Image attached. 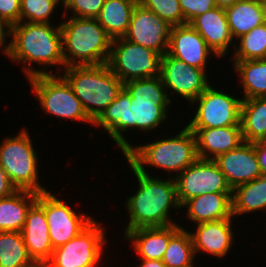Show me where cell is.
Here are the masks:
<instances>
[{
	"label": "cell",
	"instance_id": "f35d334b",
	"mask_svg": "<svg viewBox=\"0 0 266 267\" xmlns=\"http://www.w3.org/2000/svg\"><path fill=\"white\" fill-rule=\"evenodd\" d=\"M7 38H10L8 39L9 43ZM11 38H12V25L8 21L0 17V51H3L2 54L7 57L11 49Z\"/></svg>",
	"mask_w": 266,
	"mask_h": 267
},
{
	"label": "cell",
	"instance_id": "e575fe53",
	"mask_svg": "<svg viewBox=\"0 0 266 267\" xmlns=\"http://www.w3.org/2000/svg\"><path fill=\"white\" fill-rule=\"evenodd\" d=\"M145 8L156 13L171 26L185 25L179 0H138Z\"/></svg>",
	"mask_w": 266,
	"mask_h": 267
},
{
	"label": "cell",
	"instance_id": "5bb4252c",
	"mask_svg": "<svg viewBox=\"0 0 266 267\" xmlns=\"http://www.w3.org/2000/svg\"><path fill=\"white\" fill-rule=\"evenodd\" d=\"M177 199L182 206L187 200L207 193H232L225 175L214 160L198 158L174 177Z\"/></svg>",
	"mask_w": 266,
	"mask_h": 267
},
{
	"label": "cell",
	"instance_id": "3957f363",
	"mask_svg": "<svg viewBox=\"0 0 266 267\" xmlns=\"http://www.w3.org/2000/svg\"><path fill=\"white\" fill-rule=\"evenodd\" d=\"M124 156L143 174H149V168L155 167L156 170L163 169L168 177H175L198 159L196 138L194 133L184 126L177 135H164V138L162 136L156 141L137 146L135 144ZM147 166L148 169L145 168ZM172 172L176 175H172Z\"/></svg>",
	"mask_w": 266,
	"mask_h": 267
},
{
	"label": "cell",
	"instance_id": "ac0fdd59",
	"mask_svg": "<svg viewBox=\"0 0 266 267\" xmlns=\"http://www.w3.org/2000/svg\"><path fill=\"white\" fill-rule=\"evenodd\" d=\"M233 221V218L209 221L196 224L193 231L190 229L195 255L205 252L212 257L224 259L237 236L233 232Z\"/></svg>",
	"mask_w": 266,
	"mask_h": 267
},
{
	"label": "cell",
	"instance_id": "603a6c76",
	"mask_svg": "<svg viewBox=\"0 0 266 267\" xmlns=\"http://www.w3.org/2000/svg\"><path fill=\"white\" fill-rule=\"evenodd\" d=\"M180 224L163 227H143L128 231L123 238L130 241L139 259L162 260L170 237Z\"/></svg>",
	"mask_w": 266,
	"mask_h": 267
},
{
	"label": "cell",
	"instance_id": "7c38bea8",
	"mask_svg": "<svg viewBox=\"0 0 266 267\" xmlns=\"http://www.w3.org/2000/svg\"><path fill=\"white\" fill-rule=\"evenodd\" d=\"M52 190L38 194L37 203L44 209L53 249L66 244L77 236L94 217L85 212H76L64 199H59Z\"/></svg>",
	"mask_w": 266,
	"mask_h": 267
},
{
	"label": "cell",
	"instance_id": "b9f144b4",
	"mask_svg": "<svg viewBox=\"0 0 266 267\" xmlns=\"http://www.w3.org/2000/svg\"><path fill=\"white\" fill-rule=\"evenodd\" d=\"M138 267H167L162 260L139 259Z\"/></svg>",
	"mask_w": 266,
	"mask_h": 267
},
{
	"label": "cell",
	"instance_id": "83f0119b",
	"mask_svg": "<svg viewBox=\"0 0 266 267\" xmlns=\"http://www.w3.org/2000/svg\"><path fill=\"white\" fill-rule=\"evenodd\" d=\"M260 210V211H259ZM266 212V175L241 184L232 190V215L234 219L243 214Z\"/></svg>",
	"mask_w": 266,
	"mask_h": 267
},
{
	"label": "cell",
	"instance_id": "8d00e7d4",
	"mask_svg": "<svg viewBox=\"0 0 266 267\" xmlns=\"http://www.w3.org/2000/svg\"><path fill=\"white\" fill-rule=\"evenodd\" d=\"M179 3L186 24L216 7L214 0H179Z\"/></svg>",
	"mask_w": 266,
	"mask_h": 267
},
{
	"label": "cell",
	"instance_id": "ffe728a7",
	"mask_svg": "<svg viewBox=\"0 0 266 267\" xmlns=\"http://www.w3.org/2000/svg\"><path fill=\"white\" fill-rule=\"evenodd\" d=\"M189 24L202 36L219 59L229 55L231 48L234 49L236 42L231 35L224 8L216 6L198 15Z\"/></svg>",
	"mask_w": 266,
	"mask_h": 267
},
{
	"label": "cell",
	"instance_id": "d590c367",
	"mask_svg": "<svg viewBox=\"0 0 266 267\" xmlns=\"http://www.w3.org/2000/svg\"><path fill=\"white\" fill-rule=\"evenodd\" d=\"M62 2L64 12L61 15L77 18H97L105 0H62ZM67 12H70L71 15H68Z\"/></svg>",
	"mask_w": 266,
	"mask_h": 267
},
{
	"label": "cell",
	"instance_id": "e0dca14e",
	"mask_svg": "<svg viewBox=\"0 0 266 267\" xmlns=\"http://www.w3.org/2000/svg\"><path fill=\"white\" fill-rule=\"evenodd\" d=\"M167 53L205 71L210 57L219 58L190 24L172 26Z\"/></svg>",
	"mask_w": 266,
	"mask_h": 267
},
{
	"label": "cell",
	"instance_id": "8992f818",
	"mask_svg": "<svg viewBox=\"0 0 266 267\" xmlns=\"http://www.w3.org/2000/svg\"><path fill=\"white\" fill-rule=\"evenodd\" d=\"M124 88L131 95L130 130L147 135L166 124L173 102L160 76L130 80L124 83Z\"/></svg>",
	"mask_w": 266,
	"mask_h": 267
},
{
	"label": "cell",
	"instance_id": "5b68a950",
	"mask_svg": "<svg viewBox=\"0 0 266 267\" xmlns=\"http://www.w3.org/2000/svg\"><path fill=\"white\" fill-rule=\"evenodd\" d=\"M62 70L60 75L70 85L92 121L116 99L124 87V83L110 70L107 63L69 66Z\"/></svg>",
	"mask_w": 266,
	"mask_h": 267
},
{
	"label": "cell",
	"instance_id": "d6a6232c",
	"mask_svg": "<svg viewBox=\"0 0 266 267\" xmlns=\"http://www.w3.org/2000/svg\"><path fill=\"white\" fill-rule=\"evenodd\" d=\"M233 61L266 59V21L236 40ZM239 42V43H238Z\"/></svg>",
	"mask_w": 266,
	"mask_h": 267
},
{
	"label": "cell",
	"instance_id": "4fadbf2b",
	"mask_svg": "<svg viewBox=\"0 0 266 267\" xmlns=\"http://www.w3.org/2000/svg\"><path fill=\"white\" fill-rule=\"evenodd\" d=\"M206 72L204 69L188 65L168 53L161 56L160 77L171 102L170 96L176 94L191 104L211 85L210 74L208 75Z\"/></svg>",
	"mask_w": 266,
	"mask_h": 267
},
{
	"label": "cell",
	"instance_id": "60d3db41",
	"mask_svg": "<svg viewBox=\"0 0 266 267\" xmlns=\"http://www.w3.org/2000/svg\"><path fill=\"white\" fill-rule=\"evenodd\" d=\"M255 149L261 172L266 175V140L255 142Z\"/></svg>",
	"mask_w": 266,
	"mask_h": 267
},
{
	"label": "cell",
	"instance_id": "cb8c5ba5",
	"mask_svg": "<svg viewBox=\"0 0 266 267\" xmlns=\"http://www.w3.org/2000/svg\"><path fill=\"white\" fill-rule=\"evenodd\" d=\"M186 208V209H183ZM181 209L193 224L234 218L232 215V193H207L187 200Z\"/></svg>",
	"mask_w": 266,
	"mask_h": 267
},
{
	"label": "cell",
	"instance_id": "52a82bcc",
	"mask_svg": "<svg viewBox=\"0 0 266 267\" xmlns=\"http://www.w3.org/2000/svg\"><path fill=\"white\" fill-rule=\"evenodd\" d=\"M16 135L5 137L0 144V165L17 190L35 193L47 191L39 179L37 157L30 132L21 128ZM45 187V188H44Z\"/></svg>",
	"mask_w": 266,
	"mask_h": 267
},
{
	"label": "cell",
	"instance_id": "ba28073f",
	"mask_svg": "<svg viewBox=\"0 0 266 267\" xmlns=\"http://www.w3.org/2000/svg\"><path fill=\"white\" fill-rule=\"evenodd\" d=\"M56 73L58 74L37 75L27 79L40 108L44 113L59 119L93 125L70 85L59 72Z\"/></svg>",
	"mask_w": 266,
	"mask_h": 267
},
{
	"label": "cell",
	"instance_id": "8fae6325",
	"mask_svg": "<svg viewBox=\"0 0 266 267\" xmlns=\"http://www.w3.org/2000/svg\"><path fill=\"white\" fill-rule=\"evenodd\" d=\"M209 86L192 103L196 106L193 119L186 126L188 128H219L241 126L242 98L231 95L217 86Z\"/></svg>",
	"mask_w": 266,
	"mask_h": 267
},
{
	"label": "cell",
	"instance_id": "2e32d148",
	"mask_svg": "<svg viewBox=\"0 0 266 267\" xmlns=\"http://www.w3.org/2000/svg\"><path fill=\"white\" fill-rule=\"evenodd\" d=\"M214 161L225 175L232 190L263 175L256 154L255 142H243L236 149L219 155Z\"/></svg>",
	"mask_w": 266,
	"mask_h": 267
},
{
	"label": "cell",
	"instance_id": "9c48e42d",
	"mask_svg": "<svg viewBox=\"0 0 266 267\" xmlns=\"http://www.w3.org/2000/svg\"><path fill=\"white\" fill-rule=\"evenodd\" d=\"M105 232L104 225H100L94 218L77 236L55 248L44 266L101 267L100 260H103L104 250L108 245Z\"/></svg>",
	"mask_w": 266,
	"mask_h": 267
},
{
	"label": "cell",
	"instance_id": "836d02e7",
	"mask_svg": "<svg viewBox=\"0 0 266 267\" xmlns=\"http://www.w3.org/2000/svg\"><path fill=\"white\" fill-rule=\"evenodd\" d=\"M61 5L62 0H21L20 22L52 23L55 9Z\"/></svg>",
	"mask_w": 266,
	"mask_h": 267
},
{
	"label": "cell",
	"instance_id": "f546056e",
	"mask_svg": "<svg viewBox=\"0 0 266 267\" xmlns=\"http://www.w3.org/2000/svg\"><path fill=\"white\" fill-rule=\"evenodd\" d=\"M233 62V70L240 80L242 99L266 97V59Z\"/></svg>",
	"mask_w": 266,
	"mask_h": 267
},
{
	"label": "cell",
	"instance_id": "4dcf8cb0",
	"mask_svg": "<svg viewBox=\"0 0 266 267\" xmlns=\"http://www.w3.org/2000/svg\"><path fill=\"white\" fill-rule=\"evenodd\" d=\"M21 232H0V267H36Z\"/></svg>",
	"mask_w": 266,
	"mask_h": 267
},
{
	"label": "cell",
	"instance_id": "6da1fadb",
	"mask_svg": "<svg viewBox=\"0 0 266 267\" xmlns=\"http://www.w3.org/2000/svg\"><path fill=\"white\" fill-rule=\"evenodd\" d=\"M8 59H11L14 64L25 65L21 69L26 79L37 75L56 74L53 73L54 70L51 67L64 69L60 23L55 25L19 22L12 25L11 49ZM33 64L35 66L38 64L39 69L32 67Z\"/></svg>",
	"mask_w": 266,
	"mask_h": 267
},
{
	"label": "cell",
	"instance_id": "7402d4cb",
	"mask_svg": "<svg viewBox=\"0 0 266 267\" xmlns=\"http://www.w3.org/2000/svg\"><path fill=\"white\" fill-rule=\"evenodd\" d=\"M195 135L198 158L214 160L242 144L241 126L189 128Z\"/></svg>",
	"mask_w": 266,
	"mask_h": 267
},
{
	"label": "cell",
	"instance_id": "484cf974",
	"mask_svg": "<svg viewBox=\"0 0 266 267\" xmlns=\"http://www.w3.org/2000/svg\"><path fill=\"white\" fill-rule=\"evenodd\" d=\"M38 193L18 190L11 196L0 198V232H21L30 207Z\"/></svg>",
	"mask_w": 266,
	"mask_h": 267
},
{
	"label": "cell",
	"instance_id": "4316f807",
	"mask_svg": "<svg viewBox=\"0 0 266 267\" xmlns=\"http://www.w3.org/2000/svg\"><path fill=\"white\" fill-rule=\"evenodd\" d=\"M138 0H105L96 18L108 36L114 40L126 35Z\"/></svg>",
	"mask_w": 266,
	"mask_h": 267
},
{
	"label": "cell",
	"instance_id": "ee69618b",
	"mask_svg": "<svg viewBox=\"0 0 266 267\" xmlns=\"http://www.w3.org/2000/svg\"><path fill=\"white\" fill-rule=\"evenodd\" d=\"M261 4L265 7L266 9V0H260Z\"/></svg>",
	"mask_w": 266,
	"mask_h": 267
},
{
	"label": "cell",
	"instance_id": "1f68e13d",
	"mask_svg": "<svg viewBox=\"0 0 266 267\" xmlns=\"http://www.w3.org/2000/svg\"><path fill=\"white\" fill-rule=\"evenodd\" d=\"M195 257L191 234L181 226L170 237L162 261L167 267H188L195 265Z\"/></svg>",
	"mask_w": 266,
	"mask_h": 267
},
{
	"label": "cell",
	"instance_id": "ab89813d",
	"mask_svg": "<svg viewBox=\"0 0 266 267\" xmlns=\"http://www.w3.org/2000/svg\"><path fill=\"white\" fill-rule=\"evenodd\" d=\"M17 188L13 185L7 173L0 165V198H5L14 194Z\"/></svg>",
	"mask_w": 266,
	"mask_h": 267
},
{
	"label": "cell",
	"instance_id": "d4e9b609",
	"mask_svg": "<svg viewBox=\"0 0 266 267\" xmlns=\"http://www.w3.org/2000/svg\"><path fill=\"white\" fill-rule=\"evenodd\" d=\"M225 12L234 41L266 21V9L260 0H239Z\"/></svg>",
	"mask_w": 266,
	"mask_h": 267
},
{
	"label": "cell",
	"instance_id": "30bf717a",
	"mask_svg": "<svg viewBox=\"0 0 266 267\" xmlns=\"http://www.w3.org/2000/svg\"><path fill=\"white\" fill-rule=\"evenodd\" d=\"M161 56L156 51L135 44L124 37L111 42L107 62L110 70L123 82L160 76Z\"/></svg>",
	"mask_w": 266,
	"mask_h": 267
},
{
	"label": "cell",
	"instance_id": "9a60e30c",
	"mask_svg": "<svg viewBox=\"0 0 266 267\" xmlns=\"http://www.w3.org/2000/svg\"><path fill=\"white\" fill-rule=\"evenodd\" d=\"M171 28L167 21L138 2L124 38L164 55L169 49Z\"/></svg>",
	"mask_w": 266,
	"mask_h": 267
},
{
	"label": "cell",
	"instance_id": "7bdbcfd3",
	"mask_svg": "<svg viewBox=\"0 0 266 267\" xmlns=\"http://www.w3.org/2000/svg\"><path fill=\"white\" fill-rule=\"evenodd\" d=\"M237 1L239 0H214V3L217 7L225 9L226 7L232 6Z\"/></svg>",
	"mask_w": 266,
	"mask_h": 267
},
{
	"label": "cell",
	"instance_id": "d6986e66",
	"mask_svg": "<svg viewBox=\"0 0 266 267\" xmlns=\"http://www.w3.org/2000/svg\"><path fill=\"white\" fill-rule=\"evenodd\" d=\"M130 112L131 95L123 87L116 99L93 121L92 125L98 129L102 127L118 149H121L123 155L134 145L126 138V132L130 131Z\"/></svg>",
	"mask_w": 266,
	"mask_h": 267
},
{
	"label": "cell",
	"instance_id": "f1b7e54d",
	"mask_svg": "<svg viewBox=\"0 0 266 267\" xmlns=\"http://www.w3.org/2000/svg\"><path fill=\"white\" fill-rule=\"evenodd\" d=\"M240 124L244 142L266 140V97L242 99Z\"/></svg>",
	"mask_w": 266,
	"mask_h": 267
},
{
	"label": "cell",
	"instance_id": "74e56055",
	"mask_svg": "<svg viewBox=\"0 0 266 267\" xmlns=\"http://www.w3.org/2000/svg\"><path fill=\"white\" fill-rule=\"evenodd\" d=\"M20 1L21 0H0V17L11 25L20 22Z\"/></svg>",
	"mask_w": 266,
	"mask_h": 267
},
{
	"label": "cell",
	"instance_id": "277c9868",
	"mask_svg": "<svg viewBox=\"0 0 266 267\" xmlns=\"http://www.w3.org/2000/svg\"><path fill=\"white\" fill-rule=\"evenodd\" d=\"M61 17L65 20L60 23L65 67L108 62L112 39L96 18Z\"/></svg>",
	"mask_w": 266,
	"mask_h": 267
},
{
	"label": "cell",
	"instance_id": "7a4b0ae2",
	"mask_svg": "<svg viewBox=\"0 0 266 267\" xmlns=\"http://www.w3.org/2000/svg\"><path fill=\"white\" fill-rule=\"evenodd\" d=\"M126 161L133 171L134 178L137 179L138 188L136 193L125 200L124 206L129 214V221L123 230V235L137 228L178 224L170 214L172 210L176 212L181 210L174 177H165L162 180V176L143 174L127 159Z\"/></svg>",
	"mask_w": 266,
	"mask_h": 267
},
{
	"label": "cell",
	"instance_id": "44dd1931",
	"mask_svg": "<svg viewBox=\"0 0 266 267\" xmlns=\"http://www.w3.org/2000/svg\"><path fill=\"white\" fill-rule=\"evenodd\" d=\"M29 256L37 265H45L51 258L53 247L44 209L35 202L28 210L21 231Z\"/></svg>",
	"mask_w": 266,
	"mask_h": 267
}]
</instances>
